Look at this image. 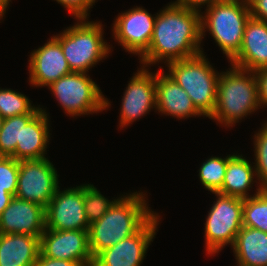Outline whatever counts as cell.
I'll list each match as a JSON object with an SVG mask.
<instances>
[{
  "instance_id": "23",
  "label": "cell",
  "mask_w": 267,
  "mask_h": 266,
  "mask_svg": "<svg viewBox=\"0 0 267 266\" xmlns=\"http://www.w3.org/2000/svg\"><path fill=\"white\" fill-rule=\"evenodd\" d=\"M252 197L243 202V226L267 233V188L258 186Z\"/></svg>"
},
{
  "instance_id": "12",
  "label": "cell",
  "mask_w": 267,
  "mask_h": 266,
  "mask_svg": "<svg viewBox=\"0 0 267 266\" xmlns=\"http://www.w3.org/2000/svg\"><path fill=\"white\" fill-rule=\"evenodd\" d=\"M116 18L112 27L114 39L128 52L141 56L149 48L156 15L136 6Z\"/></svg>"
},
{
  "instance_id": "2",
  "label": "cell",
  "mask_w": 267,
  "mask_h": 266,
  "mask_svg": "<svg viewBox=\"0 0 267 266\" xmlns=\"http://www.w3.org/2000/svg\"><path fill=\"white\" fill-rule=\"evenodd\" d=\"M144 195L136 191L119 197L99 220L89 225V248L93 258L135 234L155 214Z\"/></svg>"
},
{
  "instance_id": "7",
  "label": "cell",
  "mask_w": 267,
  "mask_h": 266,
  "mask_svg": "<svg viewBox=\"0 0 267 266\" xmlns=\"http://www.w3.org/2000/svg\"><path fill=\"white\" fill-rule=\"evenodd\" d=\"M70 116L88 115L109 108L110 102L87 73L72 72L48 86Z\"/></svg>"
},
{
  "instance_id": "25",
  "label": "cell",
  "mask_w": 267,
  "mask_h": 266,
  "mask_svg": "<svg viewBox=\"0 0 267 266\" xmlns=\"http://www.w3.org/2000/svg\"><path fill=\"white\" fill-rule=\"evenodd\" d=\"M42 108L32 106L30 99L20 92L0 87V114L5 119L26 113H38Z\"/></svg>"
},
{
  "instance_id": "13",
  "label": "cell",
  "mask_w": 267,
  "mask_h": 266,
  "mask_svg": "<svg viewBox=\"0 0 267 266\" xmlns=\"http://www.w3.org/2000/svg\"><path fill=\"white\" fill-rule=\"evenodd\" d=\"M40 252L46 257L93 266L87 230L45 229L40 237Z\"/></svg>"
},
{
  "instance_id": "1",
  "label": "cell",
  "mask_w": 267,
  "mask_h": 266,
  "mask_svg": "<svg viewBox=\"0 0 267 266\" xmlns=\"http://www.w3.org/2000/svg\"><path fill=\"white\" fill-rule=\"evenodd\" d=\"M158 13L149 48L140 56L143 67L162 60L169 63L203 53L200 46L203 13L174 2Z\"/></svg>"
},
{
  "instance_id": "15",
  "label": "cell",
  "mask_w": 267,
  "mask_h": 266,
  "mask_svg": "<svg viewBox=\"0 0 267 266\" xmlns=\"http://www.w3.org/2000/svg\"><path fill=\"white\" fill-rule=\"evenodd\" d=\"M45 229V208L16 196L0 215V234L18 233L41 237Z\"/></svg>"
},
{
  "instance_id": "17",
  "label": "cell",
  "mask_w": 267,
  "mask_h": 266,
  "mask_svg": "<svg viewBox=\"0 0 267 266\" xmlns=\"http://www.w3.org/2000/svg\"><path fill=\"white\" fill-rule=\"evenodd\" d=\"M229 62L252 72L267 68V22L250 16L241 48Z\"/></svg>"
},
{
  "instance_id": "8",
  "label": "cell",
  "mask_w": 267,
  "mask_h": 266,
  "mask_svg": "<svg viewBox=\"0 0 267 266\" xmlns=\"http://www.w3.org/2000/svg\"><path fill=\"white\" fill-rule=\"evenodd\" d=\"M216 202L208 212L205 223V244L209 255L222 250L225 245L231 247L243 226V202L240 197L214 192Z\"/></svg>"
},
{
  "instance_id": "5",
  "label": "cell",
  "mask_w": 267,
  "mask_h": 266,
  "mask_svg": "<svg viewBox=\"0 0 267 266\" xmlns=\"http://www.w3.org/2000/svg\"><path fill=\"white\" fill-rule=\"evenodd\" d=\"M201 14V38L210 31L213 39L230 61L240 50L250 8L248 0H222ZM207 29V30H205Z\"/></svg>"
},
{
  "instance_id": "21",
  "label": "cell",
  "mask_w": 267,
  "mask_h": 266,
  "mask_svg": "<svg viewBox=\"0 0 267 266\" xmlns=\"http://www.w3.org/2000/svg\"><path fill=\"white\" fill-rule=\"evenodd\" d=\"M237 266H267V233L242 226L232 246Z\"/></svg>"
},
{
  "instance_id": "30",
  "label": "cell",
  "mask_w": 267,
  "mask_h": 266,
  "mask_svg": "<svg viewBox=\"0 0 267 266\" xmlns=\"http://www.w3.org/2000/svg\"><path fill=\"white\" fill-rule=\"evenodd\" d=\"M63 5L76 19L89 18V9L95 3L94 0H55Z\"/></svg>"
},
{
  "instance_id": "33",
  "label": "cell",
  "mask_w": 267,
  "mask_h": 266,
  "mask_svg": "<svg viewBox=\"0 0 267 266\" xmlns=\"http://www.w3.org/2000/svg\"><path fill=\"white\" fill-rule=\"evenodd\" d=\"M34 266H84V265L81 264L80 262L46 257L41 252H39L37 261Z\"/></svg>"
},
{
  "instance_id": "32",
  "label": "cell",
  "mask_w": 267,
  "mask_h": 266,
  "mask_svg": "<svg viewBox=\"0 0 267 266\" xmlns=\"http://www.w3.org/2000/svg\"><path fill=\"white\" fill-rule=\"evenodd\" d=\"M251 17L267 22V0H248Z\"/></svg>"
},
{
  "instance_id": "22",
  "label": "cell",
  "mask_w": 267,
  "mask_h": 266,
  "mask_svg": "<svg viewBox=\"0 0 267 266\" xmlns=\"http://www.w3.org/2000/svg\"><path fill=\"white\" fill-rule=\"evenodd\" d=\"M254 172H256L255 167L245 157L234 155L227 162L223 185L218 192L243 199L252 197L247 191H250L251 185L255 182L254 177H257Z\"/></svg>"
},
{
  "instance_id": "31",
  "label": "cell",
  "mask_w": 267,
  "mask_h": 266,
  "mask_svg": "<svg viewBox=\"0 0 267 266\" xmlns=\"http://www.w3.org/2000/svg\"><path fill=\"white\" fill-rule=\"evenodd\" d=\"M258 85V99L260 105L267 106V68L254 71Z\"/></svg>"
},
{
  "instance_id": "29",
  "label": "cell",
  "mask_w": 267,
  "mask_h": 266,
  "mask_svg": "<svg viewBox=\"0 0 267 266\" xmlns=\"http://www.w3.org/2000/svg\"><path fill=\"white\" fill-rule=\"evenodd\" d=\"M19 161L13 157H0V189L15 196L18 184Z\"/></svg>"
},
{
  "instance_id": "27",
  "label": "cell",
  "mask_w": 267,
  "mask_h": 266,
  "mask_svg": "<svg viewBox=\"0 0 267 266\" xmlns=\"http://www.w3.org/2000/svg\"><path fill=\"white\" fill-rule=\"evenodd\" d=\"M117 200L110 201L93 184H84V207L89 224L99 220Z\"/></svg>"
},
{
  "instance_id": "36",
  "label": "cell",
  "mask_w": 267,
  "mask_h": 266,
  "mask_svg": "<svg viewBox=\"0 0 267 266\" xmlns=\"http://www.w3.org/2000/svg\"><path fill=\"white\" fill-rule=\"evenodd\" d=\"M10 2L11 0H0V19H3L2 17L4 16Z\"/></svg>"
},
{
  "instance_id": "9",
  "label": "cell",
  "mask_w": 267,
  "mask_h": 266,
  "mask_svg": "<svg viewBox=\"0 0 267 266\" xmlns=\"http://www.w3.org/2000/svg\"><path fill=\"white\" fill-rule=\"evenodd\" d=\"M58 177L48 158L19 161L15 196L46 208L59 187Z\"/></svg>"
},
{
  "instance_id": "10",
  "label": "cell",
  "mask_w": 267,
  "mask_h": 266,
  "mask_svg": "<svg viewBox=\"0 0 267 266\" xmlns=\"http://www.w3.org/2000/svg\"><path fill=\"white\" fill-rule=\"evenodd\" d=\"M46 229L89 230L84 207V184L56 193L45 208Z\"/></svg>"
},
{
  "instance_id": "20",
  "label": "cell",
  "mask_w": 267,
  "mask_h": 266,
  "mask_svg": "<svg viewBox=\"0 0 267 266\" xmlns=\"http://www.w3.org/2000/svg\"><path fill=\"white\" fill-rule=\"evenodd\" d=\"M40 252V237L0 234V266H34Z\"/></svg>"
},
{
  "instance_id": "3",
  "label": "cell",
  "mask_w": 267,
  "mask_h": 266,
  "mask_svg": "<svg viewBox=\"0 0 267 266\" xmlns=\"http://www.w3.org/2000/svg\"><path fill=\"white\" fill-rule=\"evenodd\" d=\"M259 107L254 72L231 65L229 71L220 73L216 106L209 119L230 127Z\"/></svg>"
},
{
  "instance_id": "26",
  "label": "cell",
  "mask_w": 267,
  "mask_h": 266,
  "mask_svg": "<svg viewBox=\"0 0 267 266\" xmlns=\"http://www.w3.org/2000/svg\"><path fill=\"white\" fill-rule=\"evenodd\" d=\"M22 115L4 119L0 130V157H13L16 146L21 145Z\"/></svg>"
},
{
  "instance_id": "6",
  "label": "cell",
  "mask_w": 267,
  "mask_h": 266,
  "mask_svg": "<svg viewBox=\"0 0 267 266\" xmlns=\"http://www.w3.org/2000/svg\"><path fill=\"white\" fill-rule=\"evenodd\" d=\"M87 20L78 19L80 22L53 36L61 44L72 72L88 73L111 51L110 45L103 38L102 24Z\"/></svg>"
},
{
  "instance_id": "19",
  "label": "cell",
  "mask_w": 267,
  "mask_h": 266,
  "mask_svg": "<svg viewBox=\"0 0 267 266\" xmlns=\"http://www.w3.org/2000/svg\"><path fill=\"white\" fill-rule=\"evenodd\" d=\"M156 111L178 119L202 115L186 91L161 70L156 72Z\"/></svg>"
},
{
  "instance_id": "18",
  "label": "cell",
  "mask_w": 267,
  "mask_h": 266,
  "mask_svg": "<svg viewBox=\"0 0 267 266\" xmlns=\"http://www.w3.org/2000/svg\"><path fill=\"white\" fill-rule=\"evenodd\" d=\"M49 117L46 110L22 115L21 145L16 146L17 161L46 158L49 142Z\"/></svg>"
},
{
  "instance_id": "34",
  "label": "cell",
  "mask_w": 267,
  "mask_h": 266,
  "mask_svg": "<svg viewBox=\"0 0 267 266\" xmlns=\"http://www.w3.org/2000/svg\"><path fill=\"white\" fill-rule=\"evenodd\" d=\"M222 0H177L174 3L180 4L181 6L188 8L189 10L201 12L199 8L201 5L207 4L206 8L213 6L215 3L221 2Z\"/></svg>"
},
{
  "instance_id": "11",
  "label": "cell",
  "mask_w": 267,
  "mask_h": 266,
  "mask_svg": "<svg viewBox=\"0 0 267 266\" xmlns=\"http://www.w3.org/2000/svg\"><path fill=\"white\" fill-rule=\"evenodd\" d=\"M160 216L155 214L133 235L101 251L93 266H140L156 235Z\"/></svg>"
},
{
  "instance_id": "35",
  "label": "cell",
  "mask_w": 267,
  "mask_h": 266,
  "mask_svg": "<svg viewBox=\"0 0 267 266\" xmlns=\"http://www.w3.org/2000/svg\"><path fill=\"white\" fill-rule=\"evenodd\" d=\"M13 195L9 194L5 189H0V215L4 209L10 204Z\"/></svg>"
},
{
  "instance_id": "24",
  "label": "cell",
  "mask_w": 267,
  "mask_h": 266,
  "mask_svg": "<svg viewBox=\"0 0 267 266\" xmlns=\"http://www.w3.org/2000/svg\"><path fill=\"white\" fill-rule=\"evenodd\" d=\"M235 155L226 158L210 157L202 163L199 169V178L202 185L210 192H218L223 185L227 169V162Z\"/></svg>"
},
{
  "instance_id": "37",
  "label": "cell",
  "mask_w": 267,
  "mask_h": 266,
  "mask_svg": "<svg viewBox=\"0 0 267 266\" xmlns=\"http://www.w3.org/2000/svg\"><path fill=\"white\" fill-rule=\"evenodd\" d=\"M3 122H4V118L0 114V130L2 128Z\"/></svg>"
},
{
  "instance_id": "14",
  "label": "cell",
  "mask_w": 267,
  "mask_h": 266,
  "mask_svg": "<svg viewBox=\"0 0 267 266\" xmlns=\"http://www.w3.org/2000/svg\"><path fill=\"white\" fill-rule=\"evenodd\" d=\"M156 109V73L142 66L129 81L120 110L121 128Z\"/></svg>"
},
{
  "instance_id": "28",
  "label": "cell",
  "mask_w": 267,
  "mask_h": 266,
  "mask_svg": "<svg viewBox=\"0 0 267 266\" xmlns=\"http://www.w3.org/2000/svg\"><path fill=\"white\" fill-rule=\"evenodd\" d=\"M256 133L254 138L255 170L259 186L267 188V122Z\"/></svg>"
},
{
  "instance_id": "16",
  "label": "cell",
  "mask_w": 267,
  "mask_h": 266,
  "mask_svg": "<svg viewBox=\"0 0 267 266\" xmlns=\"http://www.w3.org/2000/svg\"><path fill=\"white\" fill-rule=\"evenodd\" d=\"M28 67L29 82L36 87H48L62 76L72 73L61 44L53 36L42 47L31 52Z\"/></svg>"
},
{
  "instance_id": "4",
  "label": "cell",
  "mask_w": 267,
  "mask_h": 266,
  "mask_svg": "<svg viewBox=\"0 0 267 266\" xmlns=\"http://www.w3.org/2000/svg\"><path fill=\"white\" fill-rule=\"evenodd\" d=\"M167 73L180 85L202 116L210 117L216 106L220 74L201 52L196 56L166 63Z\"/></svg>"
}]
</instances>
